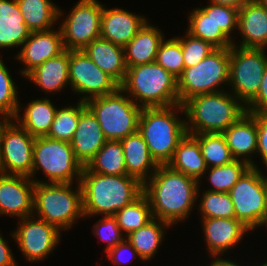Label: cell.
<instances>
[{"label":"cell","instance_id":"6da1fadb","mask_svg":"<svg viewBox=\"0 0 267 266\" xmlns=\"http://www.w3.org/2000/svg\"><path fill=\"white\" fill-rule=\"evenodd\" d=\"M199 182L168 165H159L143 184L153 218L174 225L190 216L199 195Z\"/></svg>","mask_w":267,"mask_h":266},{"label":"cell","instance_id":"7a4b0ae2","mask_svg":"<svg viewBox=\"0 0 267 266\" xmlns=\"http://www.w3.org/2000/svg\"><path fill=\"white\" fill-rule=\"evenodd\" d=\"M84 218L114 216L143 193V184L129 175H102L82 170L80 177Z\"/></svg>","mask_w":267,"mask_h":266},{"label":"cell","instance_id":"3957f363","mask_svg":"<svg viewBox=\"0 0 267 266\" xmlns=\"http://www.w3.org/2000/svg\"><path fill=\"white\" fill-rule=\"evenodd\" d=\"M182 105L186 131L191 135L223 133L246 113V107L227 91L196 95Z\"/></svg>","mask_w":267,"mask_h":266},{"label":"cell","instance_id":"277c9868","mask_svg":"<svg viewBox=\"0 0 267 266\" xmlns=\"http://www.w3.org/2000/svg\"><path fill=\"white\" fill-rule=\"evenodd\" d=\"M178 111L184 113L183 105L143 107L141 110L138 132L158 165H167L171 161L179 141L187 133L186 120L178 117Z\"/></svg>","mask_w":267,"mask_h":266},{"label":"cell","instance_id":"5b68a950","mask_svg":"<svg viewBox=\"0 0 267 266\" xmlns=\"http://www.w3.org/2000/svg\"><path fill=\"white\" fill-rule=\"evenodd\" d=\"M120 88L142 108L180 104L177 78L156 62L127 68Z\"/></svg>","mask_w":267,"mask_h":266},{"label":"cell","instance_id":"8992f818","mask_svg":"<svg viewBox=\"0 0 267 266\" xmlns=\"http://www.w3.org/2000/svg\"><path fill=\"white\" fill-rule=\"evenodd\" d=\"M35 182L33 216L53 224L61 232L84 217L80 183Z\"/></svg>","mask_w":267,"mask_h":266},{"label":"cell","instance_id":"52a82bcc","mask_svg":"<svg viewBox=\"0 0 267 266\" xmlns=\"http://www.w3.org/2000/svg\"><path fill=\"white\" fill-rule=\"evenodd\" d=\"M119 87L114 93L85 102L98 120L107 140L121 141L138 131L142 107Z\"/></svg>","mask_w":267,"mask_h":266},{"label":"cell","instance_id":"ba28073f","mask_svg":"<svg viewBox=\"0 0 267 266\" xmlns=\"http://www.w3.org/2000/svg\"><path fill=\"white\" fill-rule=\"evenodd\" d=\"M83 168L69 142L54 140L47 136L35 137L30 176L34 182L73 183L76 180V183H79ZM38 170L44 172L48 181H39L33 177Z\"/></svg>","mask_w":267,"mask_h":266},{"label":"cell","instance_id":"9c48e42d","mask_svg":"<svg viewBox=\"0 0 267 266\" xmlns=\"http://www.w3.org/2000/svg\"><path fill=\"white\" fill-rule=\"evenodd\" d=\"M228 83L229 48H216L197 65L184 68L177 78L179 103L196 95L222 92L220 85Z\"/></svg>","mask_w":267,"mask_h":266},{"label":"cell","instance_id":"30bf717a","mask_svg":"<svg viewBox=\"0 0 267 266\" xmlns=\"http://www.w3.org/2000/svg\"><path fill=\"white\" fill-rule=\"evenodd\" d=\"M262 48H245L235 42L229 48V83L233 95L246 107L257 95L267 55Z\"/></svg>","mask_w":267,"mask_h":266},{"label":"cell","instance_id":"8fae6325","mask_svg":"<svg viewBox=\"0 0 267 266\" xmlns=\"http://www.w3.org/2000/svg\"><path fill=\"white\" fill-rule=\"evenodd\" d=\"M228 193L237 220L252 231L264 226L265 175L259 168L250 167Z\"/></svg>","mask_w":267,"mask_h":266},{"label":"cell","instance_id":"7c38bea8","mask_svg":"<svg viewBox=\"0 0 267 266\" xmlns=\"http://www.w3.org/2000/svg\"><path fill=\"white\" fill-rule=\"evenodd\" d=\"M103 4L97 0H79L59 27L65 50H83L100 37Z\"/></svg>","mask_w":267,"mask_h":266},{"label":"cell","instance_id":"4fadbf2b","mask_svg":"<svg viewBox=\"0 0 267 266\" xmlns=\"http://www.w3.org/2000/svg\"><path fill=\"white\" fill-rule=\"evenodd\" d=\"M69 83L74 93L86 102L114 93L120 85L101 70L83 50H69Z\"/></svg>","mask_w":267,"mask_h":266},{"label":"cell","instance_id":"5bb4252c","mask_svg":"<svg viewBox=\"0 0 267 266\" xmlns=\"http://www.w3.org/2000/svg\"><path fill=\"white\" fill-rule=\"evenodd\" d=\"M19 223L10 234L28 262L44 260L61 241V231L45 220L32 215L20 219Z\"/></svg>","mask_w":267,"mask_h":266},{"label":"cell","instance_id":"9a60e30c","mask_svg":"<svg viewBox=\"0 0 267 266\" xmlns=\"http://www.w3.org/2000/svg\"><path fill=\"white\" fill-rule=\"evenodd\" d=\"M35 137L15 119L5 118L0 173L31 176Z\"/></svg>","mask_w":267,"mask_h":266},{"label":"cell","instance_id":"2e32d148","mask_svg":"<svg viewBox=\"0 0 267 266\" xmlns=\"http://www.w3.org/2000/svg\"><path fill=\"white\" fill-rule=\"evenodd\" d=\"M35 182L28 176L0 173V216L33 215Z\"/></svg>","mask_w":267,"mask_h":266},{"label":"cell","instance_id":"e0dca14e","mask_svg":"<svg viewBox=\"0 0 267 266\" xmlns=\"http://www.w3.org/2000/svg\"><path fill=\"white\" fill-rule=\"evenodd\" d=\"M21 47L14 58L24 64L23 70H19L24 77L46 60L59 56L65 51L59 27L58 30L30 32Z\"/></svg>","mask_w":267,"mask_h":266},{"label":"cell","instance_id":"ac0fdd59","mask_svg":"<svg viewBox=\"0 0 267 266\" xmlns=\"http://www.w3.org/2000/svg\"><path fill=\"white\" fill-rule=\"evenodd\" d=\"M205 245L210 256H221L251 231L236 218H201Z\"/></svg>","mask_w":267,"mask_h":266},{"label":"cell","instance_id":"d6986e66","mask_svg":"<svg viewBox=\"0 0 267 266\" xmlns=\"http://www.w3.org/2000/svg\"><path fill=\"white\" fill-rule=\"evenodd\" d=\"M222 134L235 160L259 168L252 160V154L257 152V113L246 112Z\"/></svg>","mask_w":267,"mask_h":266},{"label":"cell","instance_id":"ffe728a7","mask_svg":"<svg viewBox=\"0 0 267 266\" xmlns=\"http://www.w3.org/2000/svg\"><path fill=\"white\" fill-rule=\"evenodd\" d=\"M147 21L145 16L121 8H105L103 5L100 37L124 47Z\"/></svg>","mask_w":267,"mask_h":266},{"label":"cell","instance_id":"44dd1931","mask_svg":"<svg viewBox=\"0 0 267 266\" xmlns=\"http://www.w3.org/2000/svg\"><path fill=\"white\" fill-rule=\"evenodd\" d=\"M106 141L98 120L86 108L79 116L77 128L70 142L76 159L85 167Z\"/></svg>","mask_w":267,"mask_h":266},{"label":"cell","instance_id":"7402d4cb","mask_svg":"<svg viewBox=\"0 0 267 266\" xmlns=\"http://www.w3.org/2000/svg\"><path fill=\"white\" fill-rule=\"evenodd\" d=\"M240 47H267V10L258 0H250L239 9Z\"/></svg>","mask_w":267,"mask_h":266},{"label":"cell","instance_id":"603a6c76","mask_svg":"<svg viewBox=\"0 0 267 266\" xmlns=\"http://www.w3.org/2000/svg\"><path fill=\"white\" fill-rule=\"evenodd\" d=\"M126 171L142 184L147 182L158 168L142 135L137 131L121 140Z\"/></svg>","mask_w":267,"mask_h":266},{"label":"cell","instance_id":"cb8c5ba5","mask_svg":"<svg viewBox=\"0 0 267 266\" xmlns=\"http://www.w3.org/2000/svg\"><path fill=\"white\" fill-rule=\"evenodd\" d=\"M83 51L119 85L124 81L127 72L124 47L99 37L89 43Z\"/></svg>","mask_w":267,"mask_h":266},{"label":"cell","instance_id":"d4e9b609","mask_svg":"<svg viewBox=\"0 0 267 266\" xmlns=\"http://www.w3.org/2000/svg\"><path fill=\"white\" fill-rule=\"evenodd\" d=\"M163 35L162 30L160 31L158 27H154L147 21L124 46L126 67L155 62L159 45L165 37Z\"/></svg>","mask_w":267,"mask_h":266},{"label":"cell","instance_id":"484cf974","mask_svg":"<svg viewBox=\"0 0 267 266\" xmlns=\"http://www.w3.org/2000/svg\"><path fill=\"white\" fill-rule=\"evenodd\" d=\"M69 50L46 60L32 70L25 78L44 90L45 93L63 91L69 83Z\"/></svg>","mask_w":267,"mask_h":266},{"label":"cell","instance_id":"4316f807","mask_svg":"<svg viewBox=\"0 0 267 266\" xmlns=\"http://www.w3.org/2000/svg\"><path fill=\"white\" fill-rule=\"evenodd\" d=\"M167 165L172 170L183 173L199 183L207 170L198 140L188 133L179 141L174 155Z\"/></svg>","mask_w":267,"mask_h":266},{"label":"cell","instance_id":"83f0119b","mask_svg":"<svg viewBox=\"0 0 267 266\" xmlns=\"http://www.w3.org/2000/svg\"><path fill=\"white\" fill-rule=\"evenodd\" d=\"M30 32L17 1L0 0V48H21Z\"/></svg>","mask_w":267,"mask_h":266},{"label":"cell","instance_id":"f1b7e54d","mask_svg":"<svg viewBox=\"0 0 267 266\" xmlns=\"http://www.w3.org/2000/svg\"><path fill=\"white\" fill-rule=\"evenodd\" d=\"M57 108L49 98L30 101L24 114L20 111L14 118L30 135L34 137L47 136L51 130ZM22 115V116H21Z\"/></svg>","mask_w":267,"mask_h":266},{"label":"cell","instance_id":"f546056e","mask_svg":"<svg viewBox=\"0 0 267 266\" xmlns=\"http://www.w3.org/2000/svg\"><path fill=\"white\" fill-rule=\"evenodd\" d=\"M171 224L166 221L153 218L145 226L132 231L126 237L132 247L140 255L141 261H149L156 255L161 246L165 230L170 229Z\"/></svg>","mask_w":267,"mask_h":266},{"label":"cell","instance_id":"4dcf8cb0","mask_svg":"<svg viewBox=\"0 0 267 266\" xmlns=\"http://www.w3.org/2000/svg\"><path fill=\"white\" fill-rule=\"evenodd\" d=\"M27 28L33 31H46L54 27L61 15L60 8L51 0H16Z\"/></svg>","mask_w":267,"mask_h":266},{"label":"cell","instance_id":"1f68e13d","mask_svg":"<svg viewBox=\"0 0 267 266\" xmlns=\"http://www.w3.org/2000/svg\"><path fill=\"white\" fill-rule=\"evenodd\" d=\"M84 168L102 175H128L121 141L107 140Z\"/></svg>","mask_w":267,"mask_h":266},{"label":"cell","instance_id":"d6a6232c","mask_svg":"<svg viewBox=\"0 0 267 266\" xmlns=\"http://www.w3.org/2000/svg\"><path fill=\"white\" fill-rule=\"evenodd\" d=\"M188 20V29L186 30L192 36L210 43L215 48H230L233 45V41L215 25L212 18L200 7L193 9L191 14L189 13Z\"/></svg>","mask_w":267,"mask_h":266},{"label":"cell","instance_id":"836d02e7","mask_svg":"<svg viewBox=\"0 0 267 266\" xmlns=\"http://www.w3.org/2000/svg\"><path fill=\"white\" fill-rule=\"evenodd\" d=\"M122 232L127 236L153 219L149 201L144 193L114 215Z\"/></svg>","mask_w":267,"mask_h":266},{"label":"cell","instance_id":"e575fe53","mask_svg":"<svg viewBox=\"0 0 267 266\" xmlns=\"http://www.w3.org/2000/svg\"><path fill=\"white\" fill-rule=\"evenodd\" d=\"M192 135L198 140L207 168L226 165L235 160L222 133Z\"/></svg>","mask_w":267,"mask_h":266},{"label":"cell","instance_id":"d590c367","mask_svg":"<svg viewBox=\"0 0 267 266\" xmlns=\"http://www.w3.org/2000/svg\"><path fill=\"white\" fill-rule=\"evenodd\" d=\"M86 108L85 102L80 100L76 106L69 105L60 109L57 108L47 137L70 143L77 128L79 116Z\"/></svg>","mask_w":267,"mask_h":266},{"label":"cell","instance_id":"8d00e7d4","mask_svg":"<svg viewBox=\"0 0 267 266\" xmlns=\"http://www.w3.org/2000/svg\"><path fill=\"white\" fill-rule=\"evenodd\" d=\"M251 167L247 162L234 160L229 164L207 168L210 192H229L242 175ZM209 169V170H208Z\"/></svg>","mask_w":267,"mask_h":266},{"label":"cell","instance_id":"74e56055","mask_svg":"<svg viewBox=\"0 0 267 266\" xmlns=\"http://www.w3.org/2000/svg\"><path fill=\"white\" fill-rule=\"evenodd\" d=\"M203 192L198 205L202 218H235L234 205L229 193L207 190Z\"/></svg>","mask_w":267,"mask_h":266},{"label":"cell","instance_id":"f35d334b","mask_svg":"<svg viewBox=\"0 0 267 266\" xmlns=\"http://www.w3.org/2000/svg\"><path fill=\"white\" fill-rule=\"evenodd\" d=\"M17 86L0 57V117L14 119L21 112Z\"/></svg>","mask_w":267,"mask_h":266},{"label":"cell","instance_id":"ab89813d","mask_svg":"<svg viewBox=\"0 0 267 266\" xmlns=\"http://www.w3.org/2000/svg\"><path fill=\"white\" fill-rule=\"evenodd\" d=\"M156 63L178 78L184 71V60L180 40L177 37L161 41L156 54Z\"/></svg>","mask_w":267,"mask_h":266},{"label":"cell","instance_id":"60d3db41","mask_svg":"<svg viewBox=\"0 0 267 266\" xmlns=\"http://www.w3.org/2000/svg\"><path fill=\"white\" fill-rule=\"evenodd\" d=\"M206 7H200L209 17L212 18L216 26L231 40L234 29L238 30L239 10L230 6L209 3Z\"/></svg>","mask_w":267,"mask_h":266},{"label":"cell","instance_id":"b9f144b4","mask_svg":"<svg viewBox=\"0 0 267 266\" xmlns=\"http://www.w3.org/2000/svg\"><path fill=\"white\" fill-rule=\"evenodd\" d=\"M184 37H177L180 40L185 68H189L200 63L216 48L204 40L194 37L185 32Z\"/></svg>","mask_w":267,"mask_h":266},{"label":"cell","instance_id":"7bdbcfd3","mask_svg":"<svg viewBox=\"0 0 267 266\" xmlns=\"http://www.w3.org/2000/svg\"><path fill=\"white\" fill-rule=\"evenodd\" d=\"M92 232L94 236L97 235L101 241L107 243L106 251L116 247L126 238L122 236L125 234L122 233L114 216H103L94 224Z\"/></svg>","mask_w":267,"mask_h":266},{"label":"cell","instance_id":"ee69618b","mask_svg":"<svg viewBox=\"0 0 267 266\" xmlns=\"http://www.w3.org/2000/svg\"><path fill=\"white\" fill-rule=\"evenodd\" d=\"M107 254V257L113 261L112 263H114L115 265L120 266L121 264H125L131 261H133L132 259L137 256L140 258V255L138 254V252L132 247V245L129 243V241L126 239H124L121 243H119L116 247H113L111 249H109L108 251H105ZM125 253V254H124ZM126 253H131L129 255H127ZM125 255L130 256L126 257L128 259H125ZM126 261H125V260Z\"/></svg>","mask_w":267,"mask_h":266},{"label":"cell","instance_id":"f6af8a7d","mask_svg":"<svg viewBox=\"0 0 267 266\" xmlns=\"http://www.w3.org/2000/svg\"><path fill=\"white\" fill-rule=\"evenodd\" d=\"M267 167V112L257 113V152ZM267 170V169H266Z\"/></svg>","mask_w":267,"mask_h":266},{"label":"cell","instance_id":"bcb514c9","mask_svg":"<svg viewBox=\"0 0 267 266\" xmlns=\"http://www.w3.org/2000/svg\"><path fill=\"white\" fill-rule=\"evenodd\" d=\"M246 112H267V68L264 71L256 97L246 106Z\"/></svg>","mask_w":267,"mask_h":266},{"label":"cell","instance_id":"7dc6e473","mask_svg":"<svg viewBox=\"0 0 267 266\" xmlns=\"http://www.w3.org/2000/svg\"><path fill=\"white\" fill-rule=\"evenodd\" d=\"M15 260L12 250L6 243V240H4L2 234H0V266H15L17 265Z\"/></svg>","mask_w":267,"mask_h":266},{"label":"cell","instance_id":"c3c4849f","mask_svg":"<svg viewBox=\"0 0 267 266\" xmlns=\"http://www.w3.org/2000/svg\"><path fill=\"white\" fill-rule=\"evenodd\" d=\"M248 1L250 0H209V3L230 6L239 10Z\"/></svg>","mask_w":267,"mask_h":266},{"label":"cell","instance_id":"681fc988","mask_svg":"<svg viewBox=\"0 0 267 266\" xmlns=\"http://www.w3.org/2000/svg\"><path fill=\"white\" fill-rule=\"evenodd\" d=\"M211 258H212L211 263L208 264L209 266H242V265H238V263H235L234 261H230L228 259L225 260L224 258H222V255L221 256H211Z\"/></svg>","mask_w":267,"mask_h":266},{"label":"cell","instance_id":"f907efd6","mask_svg":"<svg viewBox=\"0 0 267 266\" xmlns=\"http://www.w3.org/2000/svg\"><path fill=\"white\" fill-rule=\"evenodd\" d=\"M4 128H5V117H0V161H1V151H2V141H3Z\"/></svg>","mask_w":267,"mask_h":266},{"label":"cell","instance_id":"816d5d0a","mask_svg":"<svg viewBox=\"0 0 267 266\" xmlns=\"http://www.w3.org/2000/svg\"><path fill=\"white\" fill-rule=\"evenodd\" d=\"M264 225H267V176H265V213H264Z\"/></svg>","mask_w":267,"mask_h":266},{"label":"cell","instance_id":"f5cc1de1","mask_svg":"<svg viewBox=\"0 0 267 266\" xmlns=\"http://www.w3.org/2000/svg\"><path fill=\"white\" fill-rule=\"evenodd\" d=\"M258 1L267 10V0H258Z\"/></svg>","mask_w":267,"mask_h":266},{"label":"cell","instance_id":"db71d44e","mask_svg":"<svg viewBox=\"0 0 267 266\" xmlns=\"http://www.w3.org/2000/svg\"><path fill=\"white\" fill-rule=\"evenodd\" d=\"M260 266H267V264L266 263H262Z\"/></svg>","mask_w":267,"mask_h":266}]
</instances>
